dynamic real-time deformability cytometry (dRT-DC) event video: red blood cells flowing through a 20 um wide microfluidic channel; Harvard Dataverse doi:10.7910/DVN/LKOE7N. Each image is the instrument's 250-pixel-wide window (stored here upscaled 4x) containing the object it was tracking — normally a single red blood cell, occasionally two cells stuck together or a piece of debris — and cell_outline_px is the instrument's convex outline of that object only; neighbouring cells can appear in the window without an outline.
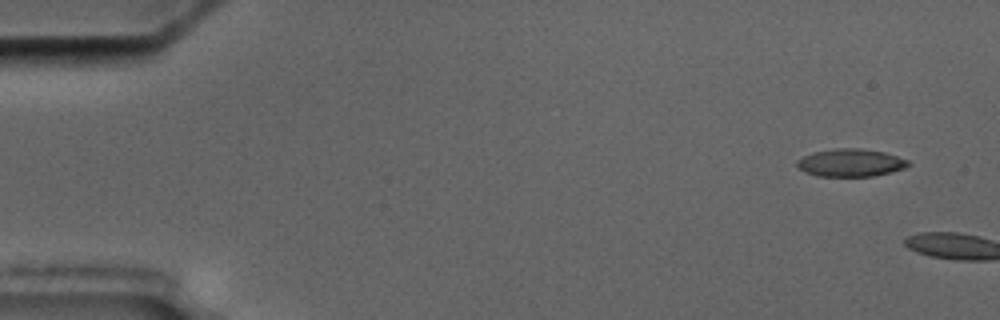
{"species": "common noctule bat (a hibernating species)", "species_latin": "Nyctalus noctula", "temperature_condition": "cold", "stored_images_in_passage": 3, "camera_frame_rate_fps": 3000, "um_per_image_px": 0.085, "animal": {"sex": "male", "body_mass_g": 17.5, "forearm_length_mm": 52.3}, "frame": {"image": 1, "passage_image": 1, "time_ms": 0.0, "image_size_px": [1000, 320], "cell_outline_px": [[912, 164], [904, 168], [892, 172], [872, 176], [816, 176], [804, 172], [796, 164], [796, 160], [804, 156], [816, 152], [836, 148], [860, 148], [884, 152], [908, 160]], "centroid_in_image_um": [72.31, 13.84], "position_along_channel_um": 12.7, "area_um2": 17.92}}